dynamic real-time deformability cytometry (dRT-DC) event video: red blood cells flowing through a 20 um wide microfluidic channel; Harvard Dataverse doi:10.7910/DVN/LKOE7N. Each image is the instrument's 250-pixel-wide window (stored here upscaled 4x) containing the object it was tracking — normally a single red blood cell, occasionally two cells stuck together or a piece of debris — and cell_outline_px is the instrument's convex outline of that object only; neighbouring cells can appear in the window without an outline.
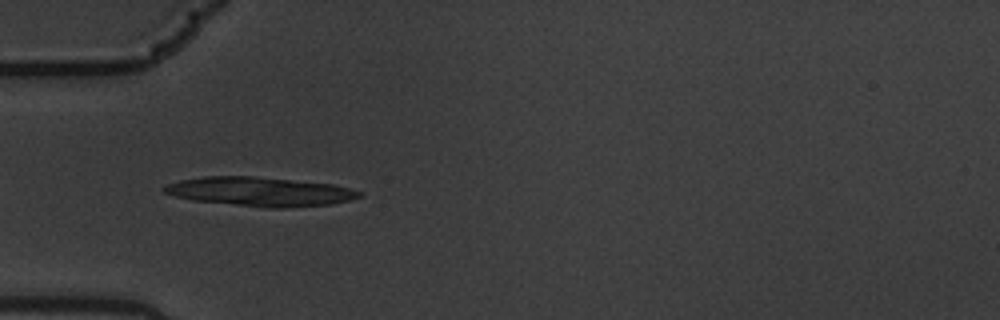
{"species": "common noctule bat (a hibernating species)", "species_latin": "Nyctalus noctula", "temperature_condition": "warm", "stored_images_in_passage": 8, "camera_frame_rate_fps": 3000, "um_per_image_px": 0.085, "animal": {"sex": "male", "body_mass_g": 19.5, "forearm_length_mm": 54.6}, "frame": {"image": 1, "passage_image": 6, "time_ms": 1.667, "image_size_px": [1000, 320], "cell_outline_px": [[360, 196], [348, 200], [332, 204], [284, 208], [268, 208], [192, 200], [176, 196], [164, 192], [160, 188], [164, 184], [180, 180], [204, 176], [252, 176], [332, 184], [348, 188], [360, 192]], "centroid_in_image_um": [22.02, 16.29], "position_along_channel_um": 63.0, "area_um2": 32.89}}
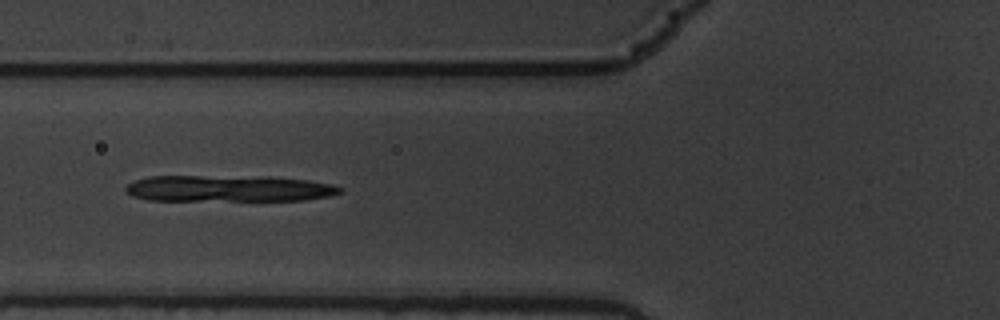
{"frame": {"image": 2, "passage_image": 7, "time_ms": 2.0, "image_size_px": [1000, 320], "cell_outline_px": [[344, 188], [340, 192], [328, 196], [304, 200], [148, 200], [132, 196], [124, 192], [124, 188], [128, 184], [136, 180], [148, 176], [276, 176], [308, 180], [332, 184]], "centroid_in_image_um": [19.43, 16.01], "position_along_channel_um": 106.4, "area_um2": 33.23}}
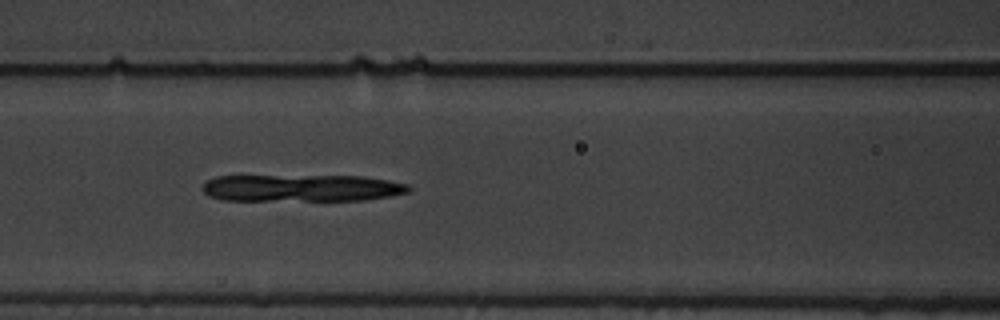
{"frame": {"image": 3, "passage_image": 8, "time_ms": 2.333, "image_size_px": [1000, 320], "cell_outline_px": [[412, 188], [408, 192], [388, 196], [364, 200], [220, 200], [208, 196], [200, 188], [204, 180], [216, 176], [360, 176], [388, 180], [408, 184]], "centroid_in_image_um": [25.56, 15.98], "position_along_channel_um": 141.0, "area_um2": 32.66}}